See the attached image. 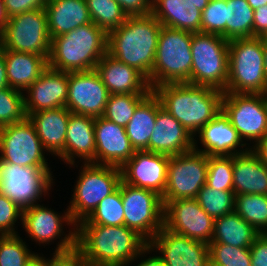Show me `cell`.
Listing matches in <instances>:
<instances>
[{
  "label": "cell",
  "mask_w": 267,
  "mask_h": 266,
  "mask_svg": "<svg viewBox=\"0 0 267 266\" xmlns=\"http://www.w3.org/2000/svg\"><path fill=\"white\" fill-rule=\"evenodd\" d=\"M191 1L198 10L201 12L204 10V8L208 5L210 0H189Z\"/></svg>",
  "instance_id": "obj_56"
},
{
  "label": "cell",
  "mask_w": 267,
  "mask_h": 266,
  "mask_svg": "<svg viewBox=\"0 0 267 266\" xmlns=\"http://www.w3.org/2000/svg\"><path fill=\"white\" fill-rule=\"evenodd\" d=\"M74 184L68 210L72 221L78 225L86 220L106 196L115 192L122 181L120 167L82 163ZM83 167V168H82Z\"/></svg>",
  "instance_id": "obj_7"
},
{
  "label": "cell",
  "mask_w": 267,
  "mask_h": 266,
  "mask_svg": "<svg viewBox=\"0 0 267 266\" xmlns=\"http://www.w3.org/2000/svg\"><path fill=\"white\" fill-rule=\"evenodd\" d=\"M226 40L253 37L254 10L247 0H226Z\"/></svg>",
  "instance_id": "obj_33"
},
{
  "label": "cell",
  "mask_w": 267,
  "mask_h": 266,
  "mask_svg": "<svg viewBox=\"0 0 267 266\" xmlns=\"http://www.w3.org/2000/svg\"><path fill=\"white\" fill-rule=\"evenodd\" d=\"M23 210L0 194V235H17L15 223L22 221Z\"/></svg>",
  "instance_id": "obj_44"
},
{
  "label": "cell",
  "mask_w": 267,
  "mask_h": 266,
  "mask_svg": "<svg viewBox=\"0 0 267 266\" xmlns=\"http://www.w3.org/2000/svg\"><path fill=\"white\" fill-rule=\"evenodd\" d=\"M8 20L3 0H0V35L4 32Z\"/></svg>",
  "instance_id": "obj_53"
},
{
  "label": "cell",
  "mask_w": 267,
  "mask_h": 266,
  "mask_svg": "<svg viewBox=\"0 0 267 266\" xmlns=\"http://www.w3.org/2000/svg\"><path fill=\"white\" fill-rule=\"evenodd\" d=\"M162 107L193 136L222 111L224 92L190 83H165L153 89Z\"/></svg>",
  "instance_id": "obj_2"
},
{
  "label": "cell",
  "mask_w": 267,
  "mask_h": 266,
  "mask_svg": "<svg viewBox=\"0 0 267 266\" xmlns=\"http://www.w3.org/2000/svg\"><path fill=\"white\" fill-rule=\"evenodd\" d=\"M206 184L219 191H233L232 156H209Z\"/></svg>",
  "instance_id": "obj_41"
},
{
  "label": "cell",
  "mask_w": 267,
  "mask_h": 266,
  "mask_svg": "<svg viewBox=\"0 0 267 266\" xmlns=\"http://www.w3.org/2000/svg\"><path fill=\"white\" fill-rule=\"evenodd\" d=\"M260 233L235 211L215 218L210 243H223L239 248L250 247Z\"/></svg>",
  "instance_id": "obj_32"
},
{
  "label": "cell",
  "mask_w": 267,
  "mask_h": 266,
  "mask_svg": "<svg viewBox=\"0 0 267 266\" xmlns=\"http://www.w3.org/2000/svg\"><path fill=\"white\" fill-rule=\"evenodd\" d=\"M197 134L196 137L199 138L196 140L194 137L193 149L208 156H232L245 153L250 149L249 144L246 146L247 144L242 141L223 111L203 126ZM198 141L204 147L203 149L198 147Z\"/></svg>",
  "instance_id": "obj_21"
},
{
  "label": "cell",
  "mask_w": 267,
  "mask_h": 266,
  "mask_svg": "<svg viewBox=\"0 0 267 266\" xmlns=\"http://www.w3.org/2000/svg\"><path fill=\"white\" fill-rule=\"evenodd\" d=\"M194 137L162 105L149 139L148 151L168 156L180 155L194 147Z\"/></svg>",
  "instance_id": "obj_23"
},
{
  "label": "cell",
  "mask_w": 267,
  "mask_h": 266,
  "mask_svg": "<svg viewBox=\"0 0 267 266\" xmlns=\"http://www.w3.org/2000/svg\"><path fill=\"white\" fill-rule=\"evenodd\" d=\"M263 57H264L265 77H266V80H267V44H264Z\"/></svg>",
  "instance_id": "obj_57"
},
{
  "label": "cell",
  "mask_w": 267,
  "mask_h": 266,
  "mask_svg": "<svg viewBox=\"0 0 267 266\" xmlns=\"http://www.w3.org/2000/svg\"><path fill=\"white\" fill-rule=\"evenodd\" d=\"M24 93L17 89H0V127L15 124L26 118Z\"/></svg>",
  "instance_id": "obj_42"
},
{
  "label": "cell",
  "mask_w": 267,
  "mask_h": 266,
  "mask_svg": "<svg viewBox=\"0 0 267 266\" xmlns=\"http://www.w3.org/2000/svg\"><path fill=\"white\" fill-rule=\"evenodd\" d=\"M148 249L150 253L156 252L164 266H208L210 262L208 244L174 233L164 226L148 242Z\"/></svg>",
  "instance_id": "obj_16"
},
{
  "label": "cell",
  "mask_w": 267,
  "mask_h": 266,
  "mask_svg": "<svg viewBox=\"0 0 267 266\" xmlns=\"http://www.w3.org/2000/svg\"><path fill=\"white\" fill-rule=\"evenodd\" d=\"M209 260L215 266H251L250 247L209 243Z\"/></svg>",
  "instance_id": "obj_40"
},
{
  "label": "cell",
  "mask_w": 267,
  "mask_h": 266,
  "mask_svg": "<svg viewBox=\"0 0 267 266\" xmlns=\"http://www.w3.org/2000/svg\"><path fill=\"white\" fill-rule=\"evenodd\" d=\"M95 70L110 94H151L153 92L147 78L141 72L108 53L100 59Z\"/></svg>",
  "instance_id": "obj_24"
},
{
  "label": "cell",
  "mask_w": 267,
  "mask_h": 266,
  "mask_svg": "<svg viewBox=\"0 0 267 266\" xmlns=\"http://www.w3.org/2000/svg\"><path fill=\"white\" fill-rule=\"evenodd\" d=\"M226 0H210L202 11L201 33L218 34L226 39Z\"/></svg>",
  "instance_id": "obj_43"
},
{
  "label": "cell",
  "mask_w": 267,
  "mask_h": 266,
  "mask_svg": "<svg viewBox=\"0 0 267 266\" xmlns=\"http://www.w3.org/2000/svg\"><path fill=\"white\" fill-rule=\"evenodd\" d=\"M160 99L152 92L135 110L126 125V134L135 151H148L149 139L156 122Z\"/></svg>",
  "instance_id": "obj_31"
},
{
  "label": "cell",
  "mask_w": 267,
  "mask_h": 266,
  "mask_svg": "<svg viewBox=\"0 0 267 266\" xmlns=\"http://www.w3.org/2000/svg\"><path fill=\"white\" fill-rule=\"evenodd\" d=\"M17 235H0V266H25L35 254Z\"/></svg>",
  "instance_id": "obj_39"
},
{
  "label": "cell",
  "mask_w": 267,
  "mask_h": 266,
  "mask_svg": "<svg viewBox=\"0 0 267 266\" xmlns=\"http://www.w3.org/2000/svg\"><path fill=\"white\" fill-rule=\"evenodd\" d=\"M267 33V4L254 10L253 37H263Z\"/></svg>",
  "instance_id": "obj_49"
},
{
  "label": "cell",
  "mask_w": 267,
  "mask_h": 266,
  "mask_svg": "<svg viewBox=\"0 0 267 266\" xmlns=\"http://www.w3.org/2000/svg\"><path fill=\"white\" fill-rule=\"evenodd\" d=\"M267 166V135L251 148Z\"/></svg>",
  "instance_id": "obj_50"
},
{
  "label": "cell",
  "mask_w": 267,
  "mask_h": 266,
  "mask_svg": "<svg viewBox=\"0 0 267 266\" xmlns=\"http://www.w3.org/2000/svg\"><path fill=\"white\" fill-rule=\"evenodd\" d=\"M262 37L237 38L228 42V82L225 92L264 94L267 80L264 70Z\"/></svg>",
  "instance_id": "obj_5"
},
{
  "label": "cell",
  "mask_w": 267,
  "mask_h": 266,
  "mask_svg": "<svg viewBox=\"0 0 267 266\" xmlns=\"http://www.w3.org/2000/svg\"><path fill=\"white\" fill-rule=\"evenodd\" d=\"M3 50L10 88L24 92L48 67V59L34 53Z\"/></svg>",
  "instance_id": "obj_29"
},
{
  "label": "cell",
  "mask_w": 267,
  "mask_h": 266,
  "mask_svg": "<svg viewBox=\"0 0 267 266\" xmlns=\"http://www.w3.org/2000/svg\"><path fill=\"white\" fill-rule=\"evenodd\" d=\"M23 93L26 94L23 95L26 117L42 110L65 107L68 98V72L48 66Z\"/></svg>",
  "instance_id": "obj_20"
},
{
  "label": "cell",
  "mask_w": 267,
  "mask_h": 266,
  "mask_svg": "<svg viewBox=\"0 0 267 266\" xmlns=\"http://www.w3.org/2000/svg\"><path fill=\"white\" fill-rule=\"evenodd\" d=\"M147 248L148 242L125 225H76V250L84 266H129Z\"/></svg>",
  "instance_id": "obj_1"
},
{
  "label": "cell",
  "mask_w": 267,
  "mask_h": 266,
  "mask_svg": "<svg viewBox=\"0 0 267 266\" xmlns=\"http://www.w3.org/2000/svg\"><path fill=\"white\" fill-rule=\"evenodd\" d=\"M232 161L235 195H267V166L251 148L245 153L232 155Z\"/></svg>",
  "instance_id": "obj_27"
},
{
  "label": "cell",
  "mask_w": 267,
  "mask_h": 266,
  "mask_svg": "<svg viewBox=\"0 0 267 266\" xmlns=\"http://www.w3.org/2000/svg\"><path fill=\"white\" fill-rule=\"evenodd\" d=\"M161 28V23L148 14L128 16L125 23L108 32L107 53L141 72L150 88Z\"/></svg>",
  "instance_id": "obj_3"
},
{
  "label": "cell",
  "mask_w": 267,
  "mask_h": 266,
  "mask_svg": "<svg viewBox=\"0 0 267 266\" xmlns=\"http://www.w3.org/2000/svg\"><path fill=\"white\" fill-rule=\"evenodd\" d=\"M264 44H267V33L262 37Z\"/></svg>",
  "instance_id": "obj_58"
},
{
  "label": "cell",
  "mask_w": 267,
  "mask_h": 266,
  "mask_svg": "<svg viewBox=\"0 0 267 266\" xmlns=\"http://www.w3.org/2000/svg\"><path fill=\"white\" fill-rule=\"evenodd\" d=\"M260 234L267 233V195H235V210Z\"/></svg>",
  "instance_id": "obj_34"
},
{
  "label": "cell",
  "mask_w": 267,
  "mask_h": 266,
  "mask_svg": "<svg viewBox=\"0 0 267 266\" xmlns=\"http://www.w3.org/2000/svg\"><path fill=\"white\" fill-rule=\"evenodd\" d=\"M151 14L162 26L201 32L202 12L189 0H152Z\"/></svg>",
  "instance_id": "obj_30"
},
{
  "label": "cell",
  "mask_w": 267,
  "mask_h": 266,
  "mask_svg": "<svg viewBox=\"0 0 267 266\" xmlns=\"http://www.w3.org/2000/svg\"><path fill=\"white\" fill-rule=\"evenodd\" d=\"M94 122L92 116L70 113L65 139V163L69 168L77 165L76 158L96 164Z\"/></svg>",
  "instance_id": "obj_25"
},
{
  "label": "cell",
  "mask_w": 267,
  "mask_h": 266,
  "mask_svg": "<svg viewBox=\"0 0 267 266\" xmlns=\"http://www.w3.org/2000/svg\"><path fill=\"white\" fill-rule=\"evenodd\" d=\"M124 225L147 242L163 227L164 206L156 192L121 181Z\"/></svg>",
  "instance_id": "obj_13"
},
{
  "label": "cell",
  "mask_w": 267,
  "mask_h": 266,
  "mask_svg": "<svg viewBox=\"0 0 267 266\" xmlns=\"http://www.w3.org/2000/svg\"><path fill=\"white\" fill-rule=\"evenodd\" d=\"M228 42L218 34L193 33L191 84L225 92L229 67Z\"/></svg>",
  "instance_id": "obj_8"
},
{
  "label": "cell",
  "mask_w": 267,
  "mask_h": 266,
  "mask_svg": "<svg viewBox=\"0 0 267 266\" xmlns=\"http://www.w3.org/2000/svg\"><path fill=\"white\" fill-rule=\"evenodd\" d=\"M169 156L149 151H135L120 168L122 180L130 185L156 192L161 197L167 184Z\"/></svg>",
  "instance_id": "obj_19"
},
{
  "label": "cell",
  "mask_w": 267,
  "mask_h": 266,
  "mask_svg": "<svg viewBox=\"0 0 267 266\" xmlns=\"http://www.w3.org/2000/svg\"><path fill=\"white\" fill-rule=\"evenodd\" d=\"M193 33L162 26L151 72V89L165 83H190Z\"/></svg>",
  "instance_id": "obj_6"
},
{
  "label": "cell",
  "mask_w": 267,
  "mask_h": 266,
  "mask_svg": "<svg viewBox=\"0 0 267 266\" xmlns=\"http://www.w3.org/2000/svg\"><path fill=\"white\" fill-rule=\"evenodd\" d=\"M70 111L66 107L31 113L27 118L35 127L46 152L65 163V139Z\"/></svg>",
  "instance_id": "obj_26"
},
{
  "label": "cell",
  "mask_w": 267,
  "mask_h": 266,
  "mask_svg": "<svg viewBox=\"0 0 267 266\" xmlns=\"http://www.w3.org/2000/svg\"><path fill=\"white\" fill-rule=\"evenodd\" d=\"M264 95H265V97H266V100H267V89H266V91H265Z\"/></svg>",
  "instance_id": "obj_59"
},
{
  "label": "cell",
  "mask_w": 267,
  "mask_h": 266,
  "mask_svg": "<svg viewBox=\"0 0 267 266\" xmlns=\"http://www.w3.org/2000/svg\"><path fill=\"white\" fill-rule=\"evenodd\" d=\"M40 138L26 117L0 127V160L19 166L49 167Z\"/></svg>",
  "instance_id": "obj_15"
},
{
  "label": "cell",
  "mask_w": 267,
  "mask_h": 266,
  "mask_svg": "<svg viewBox=\"0 0 267 266\" xmlns=\"http://www.w3.org/2000/svg\"><path fill=\"white\" fill-rule=\"evenodd\" d=\"M247 2L253 8V10H256L259 7H263L267 4V0H247Z\"/></svg>",
  "instance_id": "obj_55"
},
{
  "label": "cell",
  "mask_w": 267,
  "mask_h": 266,
  "mask_svg": "<svg viewBox=\"0 0 267 266\" xmlns=\"http://www.w3.org/2000/svg\"><path fill=\"white\" fill-rule=\"evenodd\" d=\"M48 0H3L7 16L44 8Z\"/></svg>",
  "instance_id": "obj_45"
},
{
  "label": "cell",
  "mask_w": 267,
  "mask_h": 266,
  "mask_svg": "<svg viewBox=\"0 0 267 266\" xmlns=\"http://www.w3.org/2000/svg\"><path fill=\"white\" fill-rule=\"evenodd\" d=\"M91 21L107 33L125 23L127 15L115 0H85Z\"/></svg>",
  "instance_id": "obj_36"
},
{
  "label": "cell",
  "mask_w": 267,
  "mask_h": 266,
  "mask_svg": "<svg viewBox=\"0 0 267 266\" xmlns=\"http://www.w3.org/2000/svg\"><path fill=\"white\" fill-rule=\"evenodd\" d=\"M65 211L61 215L38 203L23 210L21 224L28 237L36 244L49 245L50 242H55L53 240L59 239L54 254L68 253L76 249V224L72 221L68 208ZM64 225L73 227L68 234L64 233Z\"/></svg>",
  "instance_id": "obj_12"
},
{
  "label": "cell",
  "mask_w": 267,
  "mask_h": 266,
  "mask_svg": "<svg viewBox=\"0 0 267 266\" xmlns=\"http://www.w3.org/2000/svg\"><path fill=\"white\" fill-rule=\"evenodd\" d=\"M222 111L245 144H248L246 140L250 144L255 142L250 148L267 135V100L264 94L224 92Z\"/></svg>",
  "instance_id": "obj_11"
},
{
  "label": "cell",
  "mask_w": 267,
  "mask_h": 266,
  "mask_svg": "<svg viewBox=\"0 0 267 266\" xmlns=\"http://www.w3.org/2000/svg\"><path fill=\"white\" fill-rule=\"evenodd\" d=\"M25 266H46V257L36 252Z\"/></svg>",
  "instance_id": "obj_54"
},
{
  "label": "cell",
  "mask_w": 267,
  "mask_h": 266,
  "mask_svg": "<svg viewBox=\"0 0 267 266\" xmlns=\"http://www.w3.org/2000/svg\"><path fill=\"white\" fill-rule=\"evenodd\" d=\"M51 38L44 8L24 12L9 18L0 45L7 50L34 53L48 59Z\"/></svg>",
  "instance_id": "obj_10"
},
{
  "label": "cell",
  "mask_w": 267,
  "mask_h": 266,
  "mask_svg": "<svg viewBox=\"0 0 267 266\" xmlns=\"http://www.w3.org/2000/svg\"><path fill=\"white\" fill-rule=\"evenodd\" d=\"M52 254L51 259H46V266H84L76 249L68 253Z\"/></svg>",
  "instance_id": "obj_48"
},
{
  "label": "cell",
  "mask_w": 267,
  "mask_h": 266,
  "mask_svg": "<svg viewBox=\"0 0 267 266\" xmlns=\"http://www.w3.org/2000/svg\"><path fill=\"white\" fill-rule=\"evenodd\" d=\"M79 224H99L105 226L124 225L121 183L115 192L102 199L92 214Z\"/></svg>",
  "instance_id": "obj_37"
},
{
  "label": "cell",
  "mask_w": 267,
  "mask_h": 266,
  "mask_svg": "<svg viewBox=\"0 0 267 266\" xmlns=\"http://www.w3.org/2000/svg\"><path fill=\"white\" fill-rule=\"evenodd\" d=\"M127 16L151 14L152 0H115Z\"/></svg>",
  "instance_id": "obj_47"
},
{
  "label": "cell",
  "mask_w": 267,
  "mask_h": 266,
  "mask_svg": "<svg viewBox=\"0 0 267 266\" xmlns=\"http://www.w3.org/2000/svg\"><path fill=\"white\" fill-rule=\"evenodd\" d=\"M209 156L192 149L180 155L169 156L167 184L162 202L196 198L206 184Z\"/></svg>",
  "instance_id": "obj_14"
},
{
  "label": "cell",
  "mask_w": 267,
  "mask_h": 266,
  "mask_svg": "<svg viewBox=\"0 0 267 266\" xmlns=\"http://www.w3.org/2000/svg\"><path fill=\"white\" fill-rule=\"evenodd\" d=\"M150 94H110L102 117L126 127L136 108Z\"/></svg>",
  "instance_id": "obj_35"
},
{
  "label": "cell",
  "mask_w": 267,
  "mask_h": 266,
  "mask_svg": "<svg viewBox=\"0 0 267 266\" xmlns=\"http://www.w3.org/2000/svg\"><path fill=\"white\" fill-rule=\"evenodd\" d=\"M251 266H267V233L259 234L250 246Z\"/></svg>",
  "instance_id": "obj_46"
},
{
  "label": "cell",
  "mask_w": 267,
  "mask_h": 266,
  "mask_svg": "<svg viewBox=\"0 0 267 266\" xmlns=\"http://www.w3.org/2000/svg\"><path fill=\"white\" fill-rule=\"evenodd\" d=\"M44 9L51 39L92 22L85 0H48Z\"/></svg>",
  "instance_id": "obj_28"
},
{
  "label": "cell",
  "mask_w": 267,
  "mask_h": 266,
  "mask_svg": "<svg viewBox=\"0 0 267 266\" xmlns=\"http://www.w3.org/2000/svg\"><path fill=\"white\" fill-rule=\"evenodd\" d=\"M96 164L122 167L135 153L125 127L95 117Z\"/></svg>",
  "instance_id": "obj_22"
},
{
  "label": "cell",
  "mask_w": 267,
  "mask_h": 266,
  "mask_svg": "<svg viewBox=\"0 0 267 266\" xmlns=\"http://www.w3.org/2000/svg\"><path fill=\"white\" fill-rule=\"evenodd\" d=\"M195 199L200 207L214 219L235 210L234 191H219L205 184Z\"/></svg>",
  "instance_id": "obj_38"
},
{
  "label": "cell",
  "mask_w": 267,
  "mask_h": 266,
  "mask_svg": "<svg viewBox=\"0 0 267 266\" xmlns=\"http://www.w3.org/2000/svg\"><path fill=\"white\" fill-rule=\"evenodd\" d=\"M149 252H150V250L147 248L141 254V257H144V258H143V260L141 258V261L136 266H164L163 263H162V261L156 255L153 256V254H152V257L149 256L148 258L145 259L146 255L150 254Z\"/></svg>",
  "instance_id": "obj_51"
},
{
  "label": "cell",
  "mask_w": 267,
  "mask_h": 266,
  "mask_svg": "<svg viewBox=\"0 0 267 266\" xmlns=\"http://www.w3.org/2000/svg\"><path fill=\"white\" fill-rule=\"evenodd\" d=\"M50 167L19 166L0 160V194L22 210L49 195L53 183Z\"/></svg>",
  "instance_id": "obj_9"
},
{
  "label": "cell",
  "mask_w": 267,
  "mask_h": 266,
  "mask_svg": "<svg viewBox=\"0 0 267 266\" xmlns=\"http://www.w3.org/2000/svg\"><path fill=\"white\" fill-rule=\"evenodd\" d=\"M162 203L165 228L206 244L211 242L215 219L200 207L195 198Z\"/></svg>",
  "instance_id": "obj_17"
},
{
  "label": "cell",
  "mask_w": 267,
  "mask_h": 266,
  "mask_svg": "<svg viewBox=\"0 0 267 266\" xmlns=\"http://www.w3.org/2000/svg\"><path fill=\"white\" fill-rule=\"evenodd\" d=\"M110 96L98 72L68 73V98L65 107L74 114L101 117Z\"/></svg>",
  "instance_id": "obj_18"
},
{
  "label": "cell",
  "mask_w": 267,
  "mask_h": 266,
  "mask_svg": "<svg viewBox=\"0 0 267 266\" xmlns=\"http://www.w3.org/2000/svg\"><path fill=\"white\" fill-rule=\"evenodd\" d=\"M8 79L3 50L0 48V89L8 88Z\"/></svg>",
  "instance_id": "obj_52"
},
{
  "label": "cell",
  "mask_w": 267,
  "mask_h": 266,
  "mask_svg": "<svg viewBox=\"0 0 267 266\" xmlns=\"http://www.w3.org/2000/svg\"><path fill=\"white\" fill-rule=\"evenodd\" d=\"M108 33L91 22L51 39L48 66L65 72L96 68L107 53Z\"/></svg>",
  "instance_id": "obj_4"
}]
</instances>
